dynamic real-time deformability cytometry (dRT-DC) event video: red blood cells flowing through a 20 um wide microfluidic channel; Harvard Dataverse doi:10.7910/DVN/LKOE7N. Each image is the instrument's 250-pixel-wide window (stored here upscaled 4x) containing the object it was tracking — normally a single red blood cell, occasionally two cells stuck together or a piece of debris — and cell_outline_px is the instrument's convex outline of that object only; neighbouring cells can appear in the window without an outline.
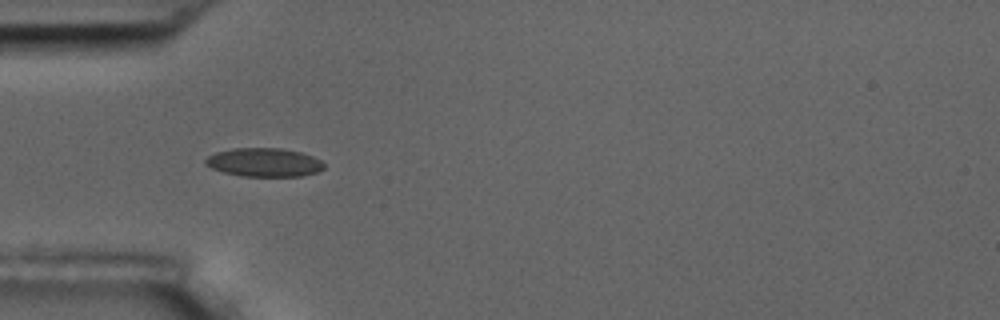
{"species": "common noctule bat (a hibernating species)", "species_latin": "Nyctalus noctula", "temperature_condition": "room temperature", "stored_images_in_passage": 8, "camera_frame_rate_fps": 3000, "um_per_image_px": 0.085, "animal": {"sex": "male", "body_mass_g": 17.5, "forearm_length_mm": 52.3}, "frame": {"image": 1, "passage_image": 5, "time_ms": 4.667, "image_size_px": [1000, 320], "cell_outline_px": [[324, 168], [316, 172], [300, 176], [244, 176], [224, 172], [212, 168], [204, 164], [204, 160], [208, 156], [216, 152], [232, 148], [280, 148], [300, 152], [312, 156], [320, 160], [324, 164]], "centroid_in_image_um": [22.43, 13.79], "position_along_channel_um": 62.6, "area_um2": 19.65}}
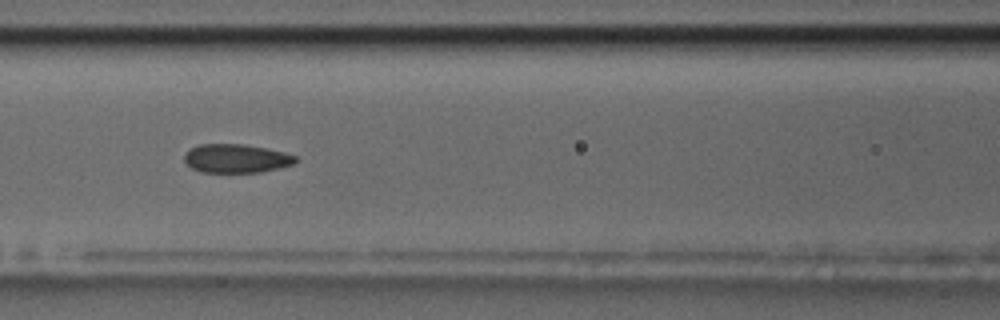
{"frame": {"image": 2, "passage_image": 7, "time_ms": 7.0, "image_size_px": [1000, 320], "cell_outline_px": [[296, 160], [292, 164], [260, 172], [200, 172], [192, 168], [184, 160], [184, 156], [192, 148], [200, 144], [244, 144], [268, 148], [284, 152], [296, 156]], "centroid_in_image_um": [20.07, 13.46], "position_along_channel_um": 146.5, "area_um2": 18.38}}
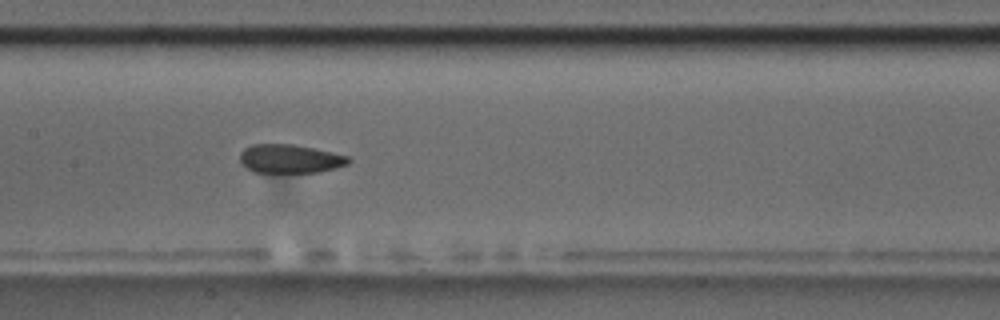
{"frame": {"image": 3, "passage_image": 8, "time_ms": 8.0, "image_size_px": [1000, 320], "cell_outline_px": [[352, 160], [348, 164], [336, 168], [320, 172], [252, 172], [240, 160], [240, 152], [244, 148], [252, 144], [292, 144], [332, 152], [348, 156]], "centroid_in_image_um": [24.67, 13.49], "position_along_channel_um": 182.7, "area_um2": 18.09}}